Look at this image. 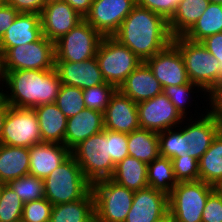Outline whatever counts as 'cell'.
I'll use <instances>...</instances> for the list:
<instances>
[{
  "instance_id": "7402d4cb",
  "label": "cell",
  "mask_w": 222,
  "mask_h": 222,
  "mask_svg": "<svg viewBox=\"0 0 222 222\" xmlns=\"http://www.w3.org/2000/svg\"><path fill=\"white\" fill-rule=\"evenodd\" d=\"M104 130V113L83 109L77 115L67 118L64 145L71 151L80 142Z\"/></svg>"
},
{
  "instance_id": "484cf974",
  "label": "cell",
  "mask_w": 222,
  "mask_h": 222,
  "mask_svg": "<svg viewBox=\"0 0 222 222\" xmlns=\"http://www.w3.org/2000/svg\"><path fill=\"white\" fill-rule=\"evenodd\" d=\"M50 222H95L92 190L78 201L53 205Z\"/></svg>"
},
{
  "instance_id": "4dcf8cb0",
  "label": "cell",
  "mask_w": 222,
  "mask_h": 222,
  "mask_svg": "<svg viewBox=\"0 0 222 222\" xmlns=\"http://www.w3.org/2000/svg\"><path fill=\"white\" fill-rule=\"evenodd\" d=\"M222 32V5L209 3L201 17L183 36L193 42H201L208 36Z\"/></svg>"
},
{
  "instance_id": "ac0fdd59",
  "label": "cell",
  "mask_w": 222,
  "mask_h": 222,
  "mask_svg": "<svg viewBox=\"0 0 222 222\" xmlns=\"http://www.w3.org/2000/svg\"><path fill=\"white\" fill-rule=\"evenodd\" d=\"M61 84L85 89L106 83L96 57L82 62L55 61Z\"/></svg>"
},
{
  "instance_id": "d590c367",
  "label": "cell",
  "mask_w": 222,
  "mask_h": 222,
  "mask_svg": "<svg viewBox=\"0 0 222 222\" xmlns=\"http://www.w3.org/2000/svg\"><path fill=\"white\" fill-rule=\"evenodd\" d=\"M24 202L7 184L0 195V222H21Z\"/></svg>"
},
{
  "instance_id": "2e32d148",
  "label": "cell",
  "mask_w": 222,
  "mask_h": 222,
  "mask_svg": "<svg viewBox=\"0 0 222 222\" xmlns=\"http://www.w3.org/2000/svg\"><path fill=\"white\" fill-rule=\"evenodd\" d=\"M83 19L84 17L65 1L46 3L40 14L43 36L55 42Z\"/></svg>"
},
{
  "instance_id": "ee69618b",
  "label": "cell",
  "mask_w": 222,
  "mask_h": 222,
  "mask_svg": "<svg viewBox=\"0 0 222 222\" xmlns=\"http://www.w3.org/2000/svg\"><path fill=\"white\" fill-rule=\"evenodd\" d=\"M206 94L209 95V103L211 102V110L207 113L222 126V81L216 83Z\"/></svg>"
},
{
  "instance_id": "ba28073f",
  "label": "cell",
  "mask_w": 222,
  "mask_h": 222,
  "mask_svg": "<svg viewBox=\"0 0 222 222\" xmlns=\"http://www.w3.org/2000/svg\"><path fill=\"white\" fill-rule=\"evenodd\" d=\"M91 190L95 201V222H125L135 191L111 179L92 183Z\"/></svg>"
},
{
  "instance_id": "8d00e7d4",
  "label": "cell",
  "mask_w": 222,
  "mask_h": 222,
  "mask_svg": "<svg viewBox=\"0 0 222 222\" xmlns=\"http://www.w3.org/2000/svg\"><path fill=\"white\" fill-rule=\"evenodd\" d=\"M117 88L109 83L82 90L85 107L104 113Z\"/></svg>"
},
{
  "instance_id": "7bdbcfd3",
  "label": "cell",
  "mask_w": 222,
  "mask_h": 222,
  "mask_svg": "<svg viewBox=\"0 0 222 222\" xmlns=\"http://www.w3.org/2000/svg\"><path fill=\"white\" fill-rule=\"evenodd\" d=\"M202 222H222V196L216 189L208 196Z\"/></svg>"
},
{
  "instance_id": "9f6ffc18",
  "label": "cell",
  "mask_w": 222,
  "mask_h": 222,
  "mask_svg": "<svg viewBox=\"0 0 222 222\" xmlns=\"http://www.w3.org/2000/svg\"><path fill=\"white\" fill-rule=\"evenodd\" d=\"M46 3H49V2H53V1H60V0H45Z\"/></svg>"
},
{
  "instance_id": "6f0895ef",
  "label": "cell",
  "mask_w": 222,
  "mask_h": 222,
  "mask_svg": "<svg viewBox=\"0 0 222 222\" xmlns=\"http://www.w3.org/2000/svg\"><path fill=\"white\" fill-rule=\"evenodd\" d=\"M2 88H0V90H1ZM2 91H3V89L0 91V99L2 98Z\"/></svg>"
},
{
  "instance_id": "7dc6e473",
  "label": "cell",
  "mask_w": 222,
  "mask_h": 222,
  "mask_svg": "<svg viewBox=\"0 0 222 222\" xmlns=\"http://www.w3.org/2000/svg\"><path fill=\"white\" fill-rule=\"evenodd\" d=\"M18 14L19 12L8 3H5L0 7V39L5 34L6 29L11 26Z\"/></svg>"
},
{
  "instance_id": "c3c4849f",
  "label": "cell",
  "mask_w": 222,
  "mask_h": 222,
  "mask_svg": "<svg viewBox=\"0 0 222 222\" xmlns=\"http://www.w3.org/2000/svg\"><path fill=\"white\" fill-rule=\"evenodd\" d=\"M67 2L81 16L85 17L92 6L93 0H62Z\"/></svg>"
},
{
  "instance_id": "ffe728a7",
  "label": "cell",
  "mask_w": 222,
  "mask_h": 222,
  "mask_svg": "<svg viewBox=\"0 0 222 222\" xmlns=\"http://www.w3.org/2000/svg\"><path fill=\"white\" fill-rule=\"evenodd\" d=\"M118 90L137 104L163 93L160 82L145 61L125 79Z\"/></svg>"
},
{
  "instance_id": "5b68a950",
  "label": "cell",
  "mask_w": 222,
  "mask_h": 222,
  "mask_svg": "<svg viewBox=\"0 0 222 222\" xmlns=\"http://www.w3.org/2000/svg\"><path fill=\"white\" fill-rule=\"evenodd\" d=\"M214 190L201 180L178 182L168 195L171 222H202L206 201Z\"/></svg>"
},
{
  "instance_id": "680465c9",
  "label": "cell",
  "mask_w": 222,
  "mask_h": 222,
  "mask_svg": "<svg viewBox=\"0 0 222 222\" xmlns=\"http://www.w3.org/2000/svg\"><path fill=\"white\" fill-rule=\"evenodd\" d=\"M163 222H171L170 218L166 219L165 221Z\"/></svg>"
},
{
  "instance_id": "60d3db41",
  "label": "cell",
  "mask_w": 222,
  "mask_h": 222,
  "mask_svg": "<svg viewBox=\"0 0 222 222\" xmlns=\"http://www.w3.org/2000/svg\"><path fill=\"white\" fill-rule=\"evenodd\" d=\"M107 140L109 141V156L115 165L129 156L127 133L107 130Z\"/></svg>"
},
{
  "instance_id": "f6af8a7d",
  "label": "cell",
  "mask_w": 222,
  "mask_h": 222,
  "mask_svg": "<svg viewBox=\"0 0 222 222\" xmlns=\"http://www.w3.org/2000/svg\"><path fill=\"white\" fill-rule=\"evenodd\" d=\"M204 47L220 62L219 82L222 81V32L208 36L201 41Z\"/></svg>"
},
{
  "instance_id": "4316f807",
  "label": "cell",
  "mask_w": 222,
  "mask_h": 222,
  "mask_svg": "<svg viewBox=\"0 0 222 222\" xmlns=\"http://www.w3.org/2000/svg\"><path fill=\"white\" fill-rule=\"evenodd\" d=\"M208 0H180L175 13L168 21L172 37L184 36L201 17Z\"/></svg>"
},
{
  "instance_id": "db71d44e",
  "label": "cell",
  "mask_w": 222,
  "mask_h": 222,
  "mask_svg": "<svg viewBox=\"0 0 222 222\" xmlns=\"http://www.w3.org/2000/svg\"><path fill=\"white\" fill-rule=\"evenodd\" d=\"M4 185H5V184L0 181V195H1V192H2V189H3V186H4Z\"/></svg>"
},
{
  "instance_id": "e575fe53",
  "label": "cell",
  "mask_w": 222,
  "mask_h": 222,
  "mask_svg": "<svg viewBox=\"0 0 222 222\" xmlns=\"http://www.w3.org/2000/svg\"><path fill=\"white\" fill-rule=\"evenodd\" d=\"M55 103L67 118L77 115L86 108L82 89L64 84L60 86Z\"/></svg>"
},
{
  "instance_id": "11a10c76",
  "label": "cell",
  "mask_w": 222,
  "mask_h": 222,
  "mask_svg": "<svg viewBox=\"0 0 222 222\" xmlns=\"http://www.w3.org/2000/svg\"><path fill=\"white\" fill-rule=\"evenodd\" d=\"M7 3V0H0V7Z\"/></svg>"
},
{
  "instance_id": "cb8c5ba5",
  "label": "cell",
  "mask_w": 222,
  "mask_h": 222,
  "mask_svg": "<svg viewBox=\"0 0 222 222\" xmlns=\"http://www.w3.org/2000/svg\"><path fill=\"white\" fill-rule=\"evenodd\" d=\"M37 114L42 142L64 144L67 117L56 103L33 108Z\"/></svg>"
},
{
  "instance_id": "681fc988",
  "label": "cell",
  "mask_w": 222,
  "mask_h": 222,
  "mask_svg": "<svg viewBox=\"0 0 222 222\" xmlns=\"http://www.w3.org/2000/svg\"><path fill=\"white\" fill-rule=\"evenodd\" d=\"M8 107H9L8 103L3 98H1L0 99V142Z\"/></svg>"
},
{
  "instance_id": "f907efd6",
  "label": "cell",
  "mask_w": 222,
  "mask_h": 222,
  "mask_svg": "<svg viewBox=\"0 0 222 222\" xmlns=\"http://www.w3.org/2000/svg\"><path fill=\"white\" fill-rule=\"evenodd\" d=\"M5 75L3 53L0 50V81L5 82Z\"/></svg>"
},
{
  "instance_id": "9a60e30c",
  "label": "cell",
  "mask_w": 222,
  "mask_h": 222,
  "mask_svg": "<svg viewBox=\"0 0 222 222\" xmlns=\"http://www.w3.org/2000/svg\"><path fill=\"white\" fill-rule=\"evenodd\" d=\"M162 88L189 83L185 63L179 49L171 43L145 61Z\"/></svg>"
},
{
  "instance_id": "83f0119b",
  "label": "cell",
  "mask_w": 222,
  "mask_h": 222,
  "mask_svg": "<svg viewBox=\"0 0 222 222\" xmlns=\"http://www.w3.org/2000/svg\"><path fill=\"white\" fill-rule=\"evenodd\" d=\"M147 168L148 164L128 156L115 166L110 179L130 190H141L148 187Z\"/></svg>"
},
{
  "instance_id": "f5cc1de1",
  "label": "cell",
  "mask_w": 222,
  "mask_h": 222,
  "mask_svg": "<svg viewBox=\"0 0 222 222\" xmlns=\"http://www.w3.org/2000/svg\"><path fill=\"white\" fill-rule=\"evenodd\" d=\"M215 189L220 193L222 196V184L215 187Z\"/></svg>"
},
{
  "instance_id": "7c38bea8",
  "label": "cell",
  "mask_w": 222,
  "mask_h": 222,
  "mask_svg": "<svg viewBox=\"0 0 222 222\" xmlns=\"http://www.w3.org/2000/svg\"><path fill=\"white\" fill-rule=\"evenodd\" d=\"M137 109L140 128L157 133L178 127L184 119L164 93L138 103Z\"/></svg>"
},
{
  "instance_id": "8fae6325",
  "label": "cell",
  "mask_w": 222,
  "mask_h": 222,
  "mask_svg": "<svg viewBox=\"0 0 222 222\" xmlns=\"http://www.w3.org/2000/svg\"><path fill=\"white\" fill-rule=\"evenodd\" d=\"M40 143L42 137L34 109L9 106L0 144L30 148Z\"/></svg>"
},
{
  "instance_id": "9c48e42d",
  "label": "cell",
  "mask_w": 222,
  "mask_h": 222,
  "mask_svg": "<svg viewBox=\"0 0 222 222\" xmlns=\"http://www.w3.org/2000/svg\"><path fill=\"white\" fill-rule=\"evenodd\" d=\"M3 60L5 73L14 70H53L55 42L42 36L35 42L6 49Z\"/></svg>"
},
{
  "instance_id": "7a4b0ae2",
  "label": "cell",
  "mask_w": 222,
  "mask_h": 222,
  "mask_svg": "<svg viewBox=\"0 0 222 222\" xmlns=\"http://www.w3.org/2000/svg\"><path fill=\"white\" fill-rule=\"evenodd\" d=\"M4 83L10 94L2 92V98L8 105L29 109L55 103L61 86L55 69L7 71Z\"/></svg>"
},
{
  "instance_id": "836d02e7",
  "label": "cell",
  "mask_w": 222,
  "mask_h": 222,
  "mask_svg": "<svg viewBox=\"0 0 222 222\" xmlns=\"http://www.w3.org/2000/svg\"><path fill=\"white\" fill-rule=\"evenodd\" d=\"M7 185L24 203L45 198L44 179L34 175H24L10 181Z\"/></svg>"
},
{
  "instance_id": "74e56055",
  "label": "cell",
  "mask_w": 222,
  "mask_h": 222,
  "mask_svg": "<svg viewBox=\"0 0 222 222\" xmlns=\"http://www.w3.org/2000/svg\"><path fill=\"white\" fill-rule=\"evenodd\" d=\"M175 178L178 182L199 180V161L187 153L171 159Z\"/></svg>"
},
{
  "instance_id": "4fadbf2b",
  "label": "cell",
  "mask_w": 222,
  "mask_h": 222,
  "mask_svg": "<svg viewBox=\"0 0 222 222\" xmlns=\"http://www.w3.org/2000/svg\"><path fill=\"white\" fill-rule=\"evenodd\" d=\"M136 5V0H93L84 19L102 36H113Z\"/></svg>"
},
{
  "instance_id": "3957f363",
  "label": "cell",
  "mask_w": 222,
  "mask_h": 222,
  "mask_svg": "<svg viewBox=\"0 0 222 222\" xmlns=\"http://www.w3.org/2000/svg\"><path fill=\"white\" fill-rule=\"evenodd\" d=\"M44 190L45 198L58 205L82 199L91 190V183L70 155L44 179Z\"/></svg>"
},
{
  "instance_id": "ab89813d",
  "label": "cell",
  "mask_w": 222,
  "mask_h": 222,
  "mask_svg": "<svg viewBox=\"0 0 222 222\" xmlns=\"http://www.w3.org/2000/svg\"><path fill=\"white\" fill-rule=\"evenodd\" d=\"M204 91L199 85L192 82L182 84L179 86H166L163 88V93L168 97L171 103L175 106L178 112L185 118L186 117V103L189 101L190 93L194 88ZM200 88V89H199Z\"/></svg>"
},
{
  "instance_id": "f546056e",
  "label": "cell",
  "mask_w": 222,
  "mask_h": 222,
  "mask_svg": "<svg viewBox=\"0 0 222 222\" xmlns=\"http://www.w3.org/2000/svg\"><path fill=\"white\" fill-rule=\"evenodd\" d=\"M199 180L214 187L222 184V130L199 160Z\"/></svg>"
},
{
  "instance_id": "816d5d0a",
  "label": "cell",
  "mask_w": 222,
  "mask_h": 222,
  "mask_svg": "<svg viewBox=\"0 0 222 222\" xmlns=\"http://www.w3.org/2000/svg\"><path fill=\"white\" fill-rule=\"evenodd\" d=\"M209 3H214V4H221L222 5V0H208Z\"/></svg>"
},
{
  "instance_id": "5bb4252c",
  "label": "cell",
  "mask_w": 222,
  "mask_h": 222,
  "mask_svg": "<svg viewBox=\"0 0 222 222\" xmlns=\"http://www.w3.org/2000/svg\"><path fill=\"white\" fill-rule=\"evenodd\" d=\"M169 218L168 195L146 187L134 193L125 222H163Z\"/></svg>"
},
{
  "instance_id": "8992f818",
  "label": "cell",
  "mask_w": 222,
  "mask_h": 222,
  "mask_svg": "<svg viewBox=\"0 0 222 222\" xmlns=\"http://www.w3.org/2000/svg\"><path fill=\"white\" fill-rule=\"evenodd\" d=\"M172 43L183 57L190 82L199 85L204 93L219 82L220 62L201 42H193L179 36L174 37Z\"/></svg>"
},
{
  "instance_id": "52a82bcc",
  "label": "cell",
  "mask_w": 222,
  "mask_h": 222,
  "mask_svg": "<svg viewBox=\"0 0 222 222\" xmlns=\"http://www.w3.org/2000/svg\"><path fill=\"white\" fill-rule=\"evenodd\" d=\"M96 59L105 82L117 89L143 62L112 36H103L98 45Z\"/></svg>"
},
{
  "instance_id": "b9f144b4",
  "label": "cell",
  "mask_w": 222,
  "mask_h": 222,
  "mask_svg": "<svg viewBox=\"0 0 222 222\" xmlns=\"http://www.w3.org/2000/svg\"><path fill=\"white\" fill-rule=\"evenodd\" d=\"M180 0H136V4L147 8L169 21L176 11Z\"/></svg>"
},
{
  "instance_id": "f1b7e54d",
  "label": "cell",
  "mask_w": 222,
  "mask_h": 222,
  "mask_svg": "<svg viewBox=\"0 0 222 222\" xmlns=\"http://www.w3.org/2000/svg\"><path fill=\"white\" fill-rule=\"evenodd\" d=\"M129 156L146 164L160 156L159 136L152 130L138 129L128 134Z\"/></svg>"
},
{
  "instance_id": "f35d334b",
  "label": "cell",
  "mask_w": 222,
  "mask_h": 222,
  "mask_svg": "<svg viewBox=\"0 0 222 222\" xmlns=\"http://www.w3.org/2000/svg\"><path fill=\"white\" fill-rule=\"evenodd\" d=\"M52 207L46 198L26 202L21 222H50Z\"/></svg>"
},
{
  "instance_id": "d6a6232c",
  "label": "cell",
  "mask_w": 222,
  "mask_h": 222,
  "mask_svg": "<svg viewBox=\"0 0 222 222\" xmlns=\"http://www.w3.org/2000/svg\"><path fill=\"white\" fill-rule=\"evenodd\" d=\"M174 131L167 129L158 133L160 156L173 159L176 157H182L184 153L189 150L188 143L186 141V126H181Z\"/></svg>"
},
{
  "instance_id": "1f68e13d",
  "label": "cell",
  "mask_w": 222,
  "mask_h": 222,
  "mask_svg": "<svg viewBox=\"0 0 222 222\" xmlns=\"http://www.w3.org/2000/svg\"><path fill=\"white\" fill-rule=\"evenodd\" d=\"M148 187L160 190L169 195L178 184L175 178L171 159L159 156L147 168Z\"/></svg>"
},
{
  "instance_id": "6da1fadb",
  "label": "cell",
  "mask_w": 222,
  "mask_h": 222,
  "mask_svg": "<svg viewBox=\"0 0 222 222\" xmlns=\"http://www.w3.org/2000/svg\"><path fill=\"white\" fill-rule=\"evenodd\" d=\"M146 61L173 41L168 21L136 4L112 36Z\"/></svg>"
},
{
  "instance_id": "e0dca14e",
  "label": "cell",
  "mask_w": 222,
  "mask_h": 222,
  "mask_svg": "<svg viewBox=\"0 0 222 222\" xmlns=\"http://www.w3.org/2000/svg\"><path fill=\"white\" fill-rule=\"evenodd\" d=\"M104 129L127 134L140 129L137 103L118 89L104 112Z\"/></svg>"
},
{
  "instance_id": "603a6c76",
  "label": "cell",
  "mask_w": 222,
  "mask_h": 222,
  "mask_svg": "<svg viewBox=\"0 0 222 222\" xmlns=\"http://www.w3.org/2000/svg\"><path fill=\"white\" fill-rule=\"evenodd\" d=\"M205 114H201L196 121H191L193 118H190V124L186 125V141L189 146L186 153L198 161L222 130V126L211 115Z\"/></svg>"
},
{
  "instance_id": "bcb514c9",
  "label": "cell",
  "mask_w": 222,
  "mask_h": 222,
  "mask_svg": "<svg viewBox=\"0 0 222 222\" xmlns=\"http://www.w3.org/2000/svg\"><path fill=\"white\" fill-rule=\"evenodd\" d=\"M7 3L14 7L19 13H37L41 14L46 1L45 0H7Z\"/></svg>"
},
{
  "instance_id": "277c9868",
  "label": "cell",
  "mask_w": 222,
  "mask_h": 222,
  "mask_svg": "<svg viewBox=\"0 0 222 222\" xmlns=\"http://www.w3.org/2000/svg\"><path fill=\"white\" fill-rule=\"evenodd\" d=\"M71 155L91 184L102 179H110L115 171L116 165L109 156L106 129L80 142L71 150Z\"/></svg>"
},
{
  "instance_id": "30bf717a",
  "label": "cell",
  "mask_w": 222,
  "mask_h": 222,
  "mask_svg": "<svg viewBox=\"0 0 222 222\" xmlns=\"http://www.w3.org/2000/svg\"><path fill=\"white\" fill-rule=\"evenodd\" d=\"M103 36L85 19L55 41V61L82 62L96 57Z\"/></svg>"
},
{
  "instance_id": "d4e9b609",
  "label": "cell",
  "mask_w": 222,
  "mask_h": 222,
  "mask_svg": "<svg viewBox=\"0 0 222 222\" xmlns=\"http://www.w3.org/2000/svg\"><path fill=\"white\" fill-rule=\"evenodd\" d=\"M29 148L0 144V181L4 184L29 174Z\"/></svg>"
},
{
  "instance_id": "d6986e66",
  "label": "cell",
  "mask_w": 222,
  "mask_h": 222,
  "mask_svg": "<svg viewBox=\"0 0 222 222\" xmlns=\"http://www.w3.org/2000/svg\"><path fill=\"white\" fill-rule=\"evenodd\" d=\"M71 155V151L60 143L33 145L29 148V174L45 179L54 169Z\"/></svg>"
},
{
  "instance_id": "44dd1931",
  "label": "cell",
  "mask_w": 222,
  "mask_h": 222,
  "mask_svg": "<svg viewBox=\"0 0 222 222\" xmlns=\"http://www.w3.org/2000/svg\"><path fill=\"white\" fill-rule=\"evenodd\" d=\"M43 36L40 14L19 13L0 39V50L32 43Z\"/></svg>"
}]
</instances>
